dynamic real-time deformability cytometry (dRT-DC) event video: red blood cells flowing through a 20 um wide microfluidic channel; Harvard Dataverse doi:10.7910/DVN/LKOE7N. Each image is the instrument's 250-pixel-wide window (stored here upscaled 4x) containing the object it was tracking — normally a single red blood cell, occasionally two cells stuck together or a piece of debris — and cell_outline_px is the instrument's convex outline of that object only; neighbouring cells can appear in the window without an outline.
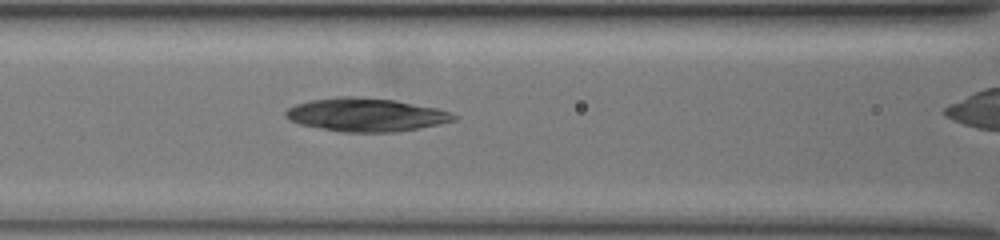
{"species": "common noctule bat (a hibernating species)", "species_latin": "Nyctalus noctula", "temperature_condition": "warm", "stored_images_in_passage": 10, "camera_frame_rate_fps": 3000, "um_per_image_px": 0.085, "animal": {"sex": "female", "body_mass_g": 19.5, "forearm_length_mm": 54.1}, "frame": {"image": 1, "passage_image": 6, "time_ms": 1.667, "image_size_px": [1000, 240], "cell_outline_px": [[456, 120], [396, 132], [344, 132], [300, 124], [284, 116], [284, 112], [288, 108], [296, 104], [312, 100], [340, 96], [360, 96], [396, 100], [436, 108], [448, 112], [456, 116]], "centroid_in_image_um": [31.08, 9.74], "position_along_channel_um": 135.5, "area_um2": 32.31}}